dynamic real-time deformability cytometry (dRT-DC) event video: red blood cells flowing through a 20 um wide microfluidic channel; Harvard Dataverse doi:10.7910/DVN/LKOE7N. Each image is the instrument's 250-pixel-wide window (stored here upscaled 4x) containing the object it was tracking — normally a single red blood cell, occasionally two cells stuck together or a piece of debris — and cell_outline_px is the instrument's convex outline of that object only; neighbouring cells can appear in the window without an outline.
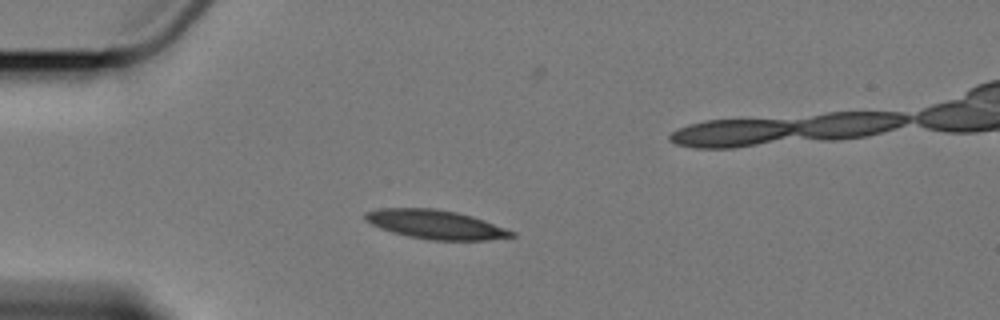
{"species": "Egyptian fruit bat (a non-hibernating species)", "species_latin": "Rousettus aegyptiacus", "temperature_condition": "cold", "stored_images_in_passage": 5, "camera_frame_rate_fps": 3000, "um_per_image_px": 0.085, "animal": {"sex": "female"}, "frame": {"image": 1, "passage_image": 4, "time_ms": 3.333, "image_size_px": [1000, 320], "cell_outline_px": [[516, 236], [488, 240], [428, 240], [408, 236], [392, 232], [380, 228], [364, 220], [364, 212], [380, 208], [432, 208], [456, 212], [472, 216], [484, 220], [516, 232]], "centroid_in_image_um": [37.02, 19.08], "position_along_channel_um": 48.0, "area_um2": 24.74}}